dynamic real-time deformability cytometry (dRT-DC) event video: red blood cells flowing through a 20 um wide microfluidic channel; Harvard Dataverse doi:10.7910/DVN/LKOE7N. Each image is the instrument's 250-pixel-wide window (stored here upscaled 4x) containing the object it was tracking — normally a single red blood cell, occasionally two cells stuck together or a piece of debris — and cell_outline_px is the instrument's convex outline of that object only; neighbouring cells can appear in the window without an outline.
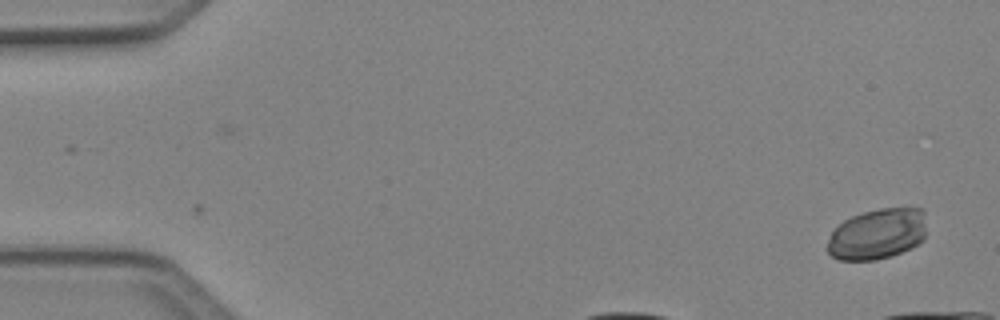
{"species": "Egyptian fruit bat (a non-hibernating species)", "species_latin": "Rousettus aegyptiacus", "temperature_condition": "cold", "stored_images_in_passage": 2, "camera_frame_rate_fps": 3000, "um_per_image_px": 0.085, "animal": {"sex": "female"}, "frame": {"image": 1, "passage_image": 2, "time_ms": 0.333, "image_size_px": [1000, 320], "cell_outline_px": [[924, 240], [920, 244], [912, 248], [892, 256], [876, 260], [840, 260], [832, 256], [828, 252], [828, 240], [832, 232], [844, 220], [852, 216], [864, 212], [880, 208], [920, 208], [924, 212]], "centroid_in_image_um": [74.59, 19.9], "position_along_channel_um": 10.4, "area_um2": 29.3}}